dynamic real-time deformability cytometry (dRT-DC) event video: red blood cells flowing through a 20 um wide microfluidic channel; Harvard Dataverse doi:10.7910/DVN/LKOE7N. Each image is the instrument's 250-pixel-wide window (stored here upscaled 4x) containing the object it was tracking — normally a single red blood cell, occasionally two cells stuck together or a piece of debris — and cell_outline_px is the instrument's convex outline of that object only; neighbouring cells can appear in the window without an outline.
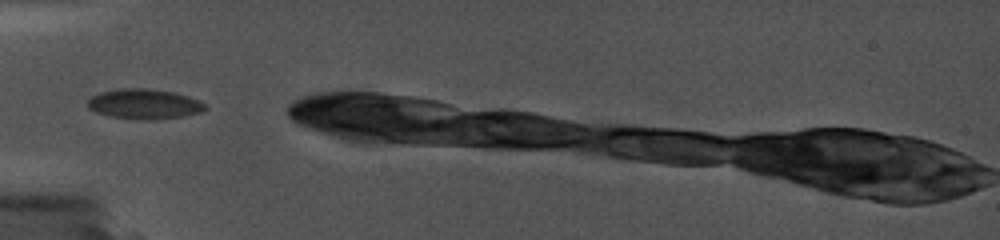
{"species": "common noctule bat (a hibernating species)", "species_latin": "Nyctalus noctula", "temperature_condition": "cold", "stored_images_in_passage": 19, "camera_frame_rate_fps": 5000, "um_per_image_px": 0.085, "animal": {"sex": "female", "body_mass_g": 19.0, "forearm_length_mm": 56.7}, "frame": {"image": 1, "passage_image": 1, "time_ms": 0.0, "image_size_px": [1000, 240], "cell_outline_px": [[208, 108], [200, 112], [184, 116], [164, 120], [128, 120], [108, 116], [96, 112], [88, 108], [88, 100], [92, 96], [104, 92], [168, 92], [204, 104]], "centroid_in_image_um": [12.23, 8.97], "position_along_channel_um": 72.8, "area_um2": 19.02}}
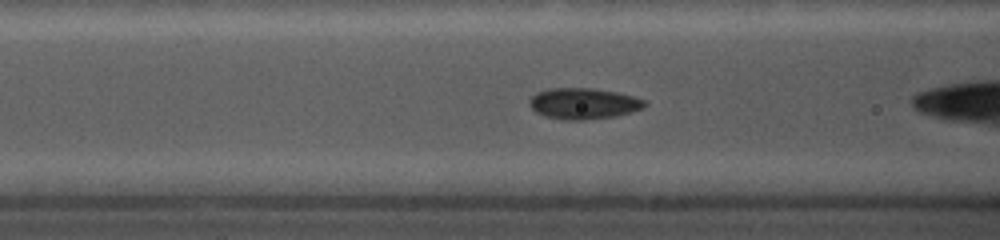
{"frame": {"image": 2, "passage_image": 4, "time_ms": 1.2, "image_size_px": [1000, 240], "cell_outline_px": [[644, 104], [640, 108], [616, 116], [584, 120], [560, 120], [544, 116], [536, 112], [532, 108], [532, 100], [540, 92], [556, 88], [584, 88], [608, 92], [628, 96], [640, 100]], "centroid_in_image_um": [49.52, 8.84], "position_along_channel_um": 117.1, "area_um2": 19.59}}